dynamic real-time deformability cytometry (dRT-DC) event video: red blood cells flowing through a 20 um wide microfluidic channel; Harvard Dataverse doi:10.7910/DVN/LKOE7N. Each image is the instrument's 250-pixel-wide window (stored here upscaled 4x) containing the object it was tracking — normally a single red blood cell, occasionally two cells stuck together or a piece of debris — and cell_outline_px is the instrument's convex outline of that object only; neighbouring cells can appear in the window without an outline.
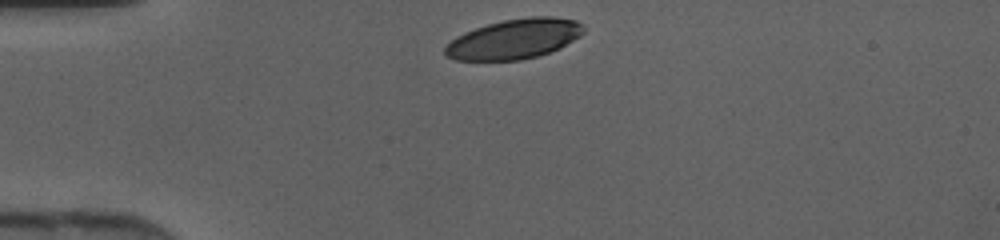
{"species": "human", "species_latin": "Homo sapiens", "temperature_condition": "cold", "stored_images_in_passage": 28, "camera_frame_rate_fps": 3000, "um_per_image_px": 0.085, "donor": {"sex": "female"}, "frame": {"image": 1, "passage_image": 1, "time_ms": 0.0, "image_size_px": [1000, 240], "cell_outline_px": [[584, 32], [580, 36], [560, 48], [536, 56], [520, 60], [456, 60], [444, 56], [444, 48], [456, 36], [464, 32], [488, 24], [504, 20], [532, 16], [552, 16], [576, 20], [584, 28]], "centroid_in_image_um": [43.7, 3.31], "position_along_channel_um": 41.3, "area_um2": 32.08}}
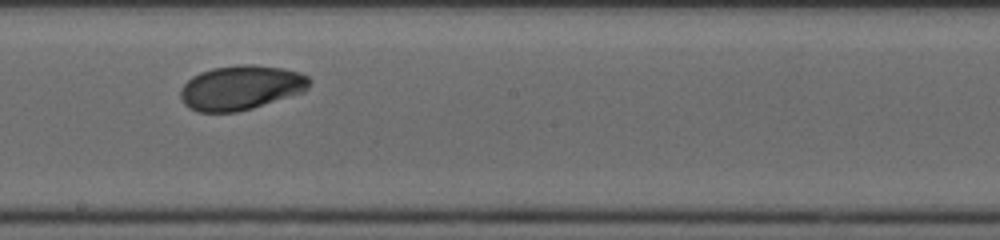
{"frame": {"image": 2, "passage_image": 16, "time_ms": 5.0, "image_size_px": [1000, 240], "cell_outline_px": [[312, 80], [308, 88], [304, 92], [252, 108], [236, 112], [196, 112], [188, 108], [184, 104], [180, 96], [180, 88], [192, 76], [200, 72], [212, 68], [244, 64], [252, 64], [284, 68], [300, 72], [308, 76]], "centroid_in_image_um": [20.48, 7.45], "position_along_channel_um": 227.7, "area_um2": 33.7}}
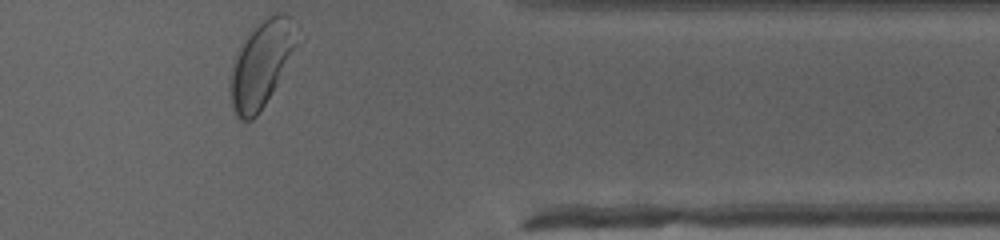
{"frame": {"image": 3, "passage_image": 28, "time_ms": 9.0, "image_size_px": [1000, 240], "cell_outline_px": [[304, 40], [264, 104], [256, 116], [252, 120], [240, 120], [236, 116], [232, 108], [228, 96], [228, 76], [236, 52], [244, 40], [268, 16], [276, 12], [284, 12], [300, 24]], "centroid_in_image_um": [22.29, 5.39], "position_along_channel_um": 389.1, "area_um2": 34.85}}